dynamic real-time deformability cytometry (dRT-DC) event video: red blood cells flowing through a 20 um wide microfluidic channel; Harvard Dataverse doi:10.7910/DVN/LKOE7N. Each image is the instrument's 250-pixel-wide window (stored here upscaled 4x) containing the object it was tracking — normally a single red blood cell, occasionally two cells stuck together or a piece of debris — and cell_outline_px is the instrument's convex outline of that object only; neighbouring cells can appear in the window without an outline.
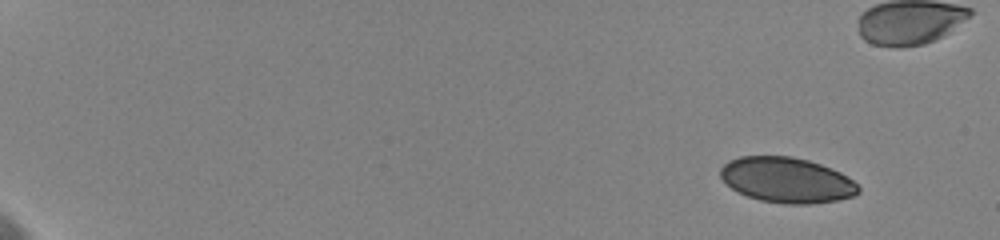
{"species": "human", "species_latin": "Homo sapiens", "temperature_condition": "cold", "stored_images_in_passage": 20, "camera_frame_rate_fps": 3000, "um_per_image_px": 0.085, "donor": {"sex": "female"}, "frame": {"image": 1, "passage_image": 4, "time_ms": 1.667, "image_size_px": [1000, 240], "cell_outline_px": [[860, 192], [856, 196], [836, 200], [812, 204], [784, 204], [760, 200], [748, 196], [732, 188], [720, 176], [720, 168], [728, 160], [740, 156], [792, 156], [808, 160], [820, 164], [840, 172], [852, 180], [860, 188]], "centroid_in_image_um": [66.89, 15.3], "position_along_channel_um": 18.1, "area_um2": 36.41}}